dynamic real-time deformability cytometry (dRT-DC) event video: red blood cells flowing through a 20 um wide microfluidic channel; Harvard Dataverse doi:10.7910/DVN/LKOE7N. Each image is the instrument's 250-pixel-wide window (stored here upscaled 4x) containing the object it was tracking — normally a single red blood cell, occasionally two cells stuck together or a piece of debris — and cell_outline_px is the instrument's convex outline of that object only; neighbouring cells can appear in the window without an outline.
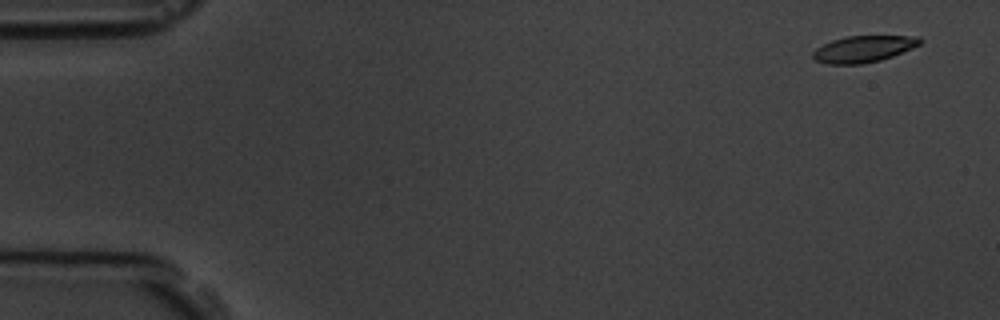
{"species": "common noctule bat (a hibernating species)", "species_latin": "Nyctalus noctula", "temperature_condition": "room temperature", "stored_images_in_passage": 5, "camera_frame_rate_fps": 3000, "um_per_image_px": 0.085, "animal": {"sex": "male", "body_mass_g": 19.5, "forearm_length_mm": 54.6}, "frame": {"image": 1, "passage_image": 1, "time_ms": 0.0, "image_size_px": [1000, 320], "cell_outline_px": [[924, 40], [920, 44], [912, 48], [892, 56], [880, 60], [860, 64], [828, 64], [812, 60], [812, 52], [816, 48], [832, 40], [844, 36], [920, 36]], "centroid_in_image_um": [73.38, 4.16], "position_along_channel_um": 11.6, "area_um2": 16.65}}
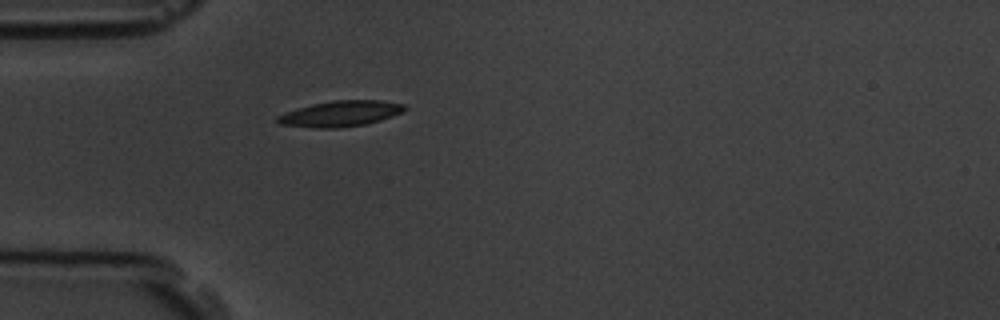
{"frame": {"image": 2, "passage_image": 5, "time_ms": 4.667, "image_size_px": [1000, 320], "cell_outline_px": [[408, 108], [392, 116], [380, 120], [364, 124], [336, 128], [312, 128], [280, 124], [276, 120], [276, 116], [284, 112], [312, 104], [332, 100], [380, 100], [404, 104]], "centroid_in_image_um": [28.91, 9.66], "position_along_channel_um": 56.1, "area_um2": 19.02}}